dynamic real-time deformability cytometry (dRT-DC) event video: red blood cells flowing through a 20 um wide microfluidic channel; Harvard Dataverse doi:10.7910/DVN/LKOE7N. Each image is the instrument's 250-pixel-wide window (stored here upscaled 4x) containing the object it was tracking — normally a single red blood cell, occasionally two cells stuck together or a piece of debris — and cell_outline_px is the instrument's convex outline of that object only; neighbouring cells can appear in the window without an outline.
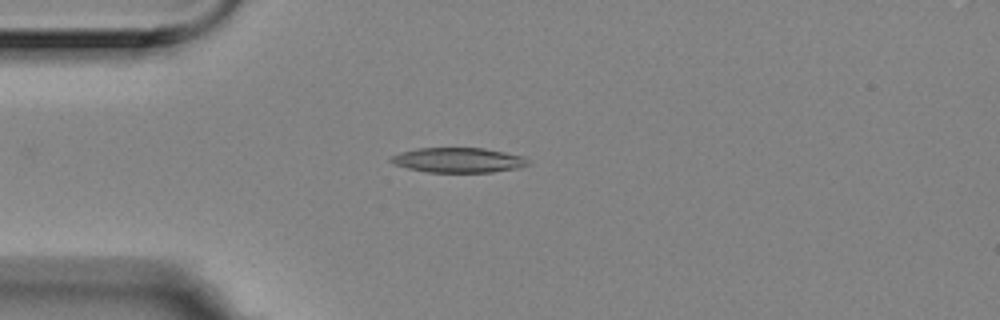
{"species": "Egyptian fruit bat (a non-hibernating species)", "species_latin": "Rousettus aegyptiacus", "temperature_condition": "room temperature", "stored_images_in_passage": 1, "camera_frame_rate_fps": 3000, "um_per_image_px": 0.085, "animal": {"sex": "female"}, "frame": {"image": 1, "passage_image": 1, "time_ms": 0.0, "image_size_px": [1000, 320], "cell_outline_px": [[528, 164], [516, 168], [492, 172], [428, 172], [408, 168], [396, 164], [388, 160], [392, 156], [400, 152], [416, 148], [484, 148], [524, 156], [528, 160]], "centroid_in_image_um": [38.94, 13.6], "position_along_channel_um": 46.1, "area_um2": 19.71}}